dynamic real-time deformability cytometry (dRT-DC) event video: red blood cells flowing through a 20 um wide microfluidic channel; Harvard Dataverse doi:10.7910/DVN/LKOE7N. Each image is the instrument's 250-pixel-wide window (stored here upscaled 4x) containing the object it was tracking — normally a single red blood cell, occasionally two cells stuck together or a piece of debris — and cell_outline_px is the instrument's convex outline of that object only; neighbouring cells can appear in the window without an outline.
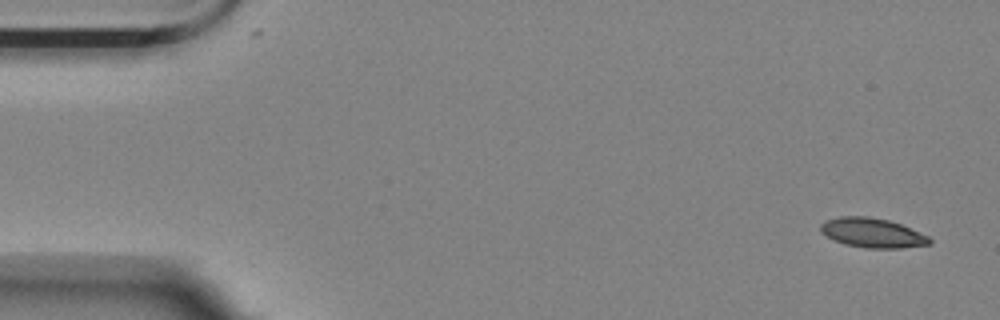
{"species": "Egyptian fruit bat (a non-hibernating species)", "species_latin": "Rousettus aegyptiacus", "temperature_condition": "room temperature", "stored_images_in_passage": 4, "camera_frame_rate_fps": 3000, "um_per_image_px": 0.085, "animal": {"sex": "female"}, "frame": {"image": 1, "passage_image": 1, "time_ms": 0.0, "image_size_px": [1000, 320], "cell_outline_px": [[932, 244], [900, 248], [864, 248], [844, 244], [820, 232], [820, 224], [824, 220], [840, 216], [868, 216], [888, 220], [900, 224], [928, 236], [932, 240]], "centroid_in_image_um": [74.13, 19.79], "position_along_channel_um": 10.9, "area_um2": 18.73}}